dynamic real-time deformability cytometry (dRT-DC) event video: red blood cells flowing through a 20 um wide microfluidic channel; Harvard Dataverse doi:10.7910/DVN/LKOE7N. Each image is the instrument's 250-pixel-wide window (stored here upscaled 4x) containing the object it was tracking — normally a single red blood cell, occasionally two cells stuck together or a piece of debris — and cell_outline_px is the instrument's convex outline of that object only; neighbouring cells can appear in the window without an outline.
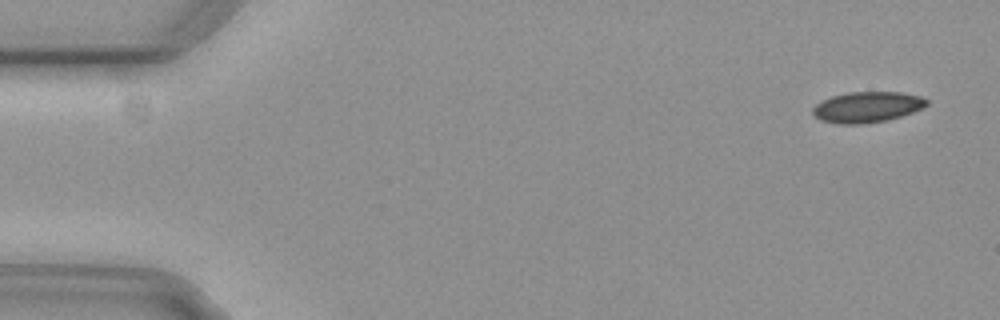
{"species": "common noctule bat (a hibernating species)", "species_latin": "Nyctalus noctula", "temperature_condition": "cold", "stored_images_in_passage": 6, "camera_frame_rate_fps": 3000, "um_per_image_px": 0.085, "animal": {"sex": "female", "body_mass_g": 29.2, "forearm_length_mm": 56.3}, "frame": {"image": 1, "passage_image": 1, "time_ms": 0.0, "image_size_px": [1000, 320], "cell_outline_px": [[928, 104], [924, 108], [888, 120], [860, 124], [840, 124], [820, 120], [812, 112], [812, 108], [820, 100], [832, 96], [848, 92], [900, 92], [920, 96], [928, 100]], "centroid_in_image_um": [73.7, 9.09], "position_along_channel_um": 11.3, "area_um2": 20.46}}
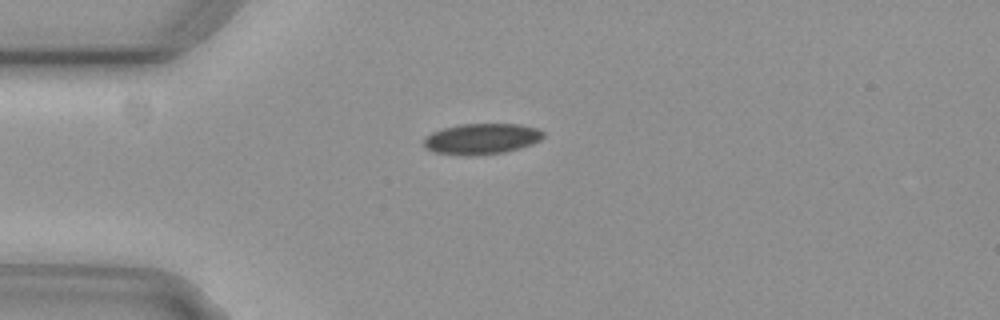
{"frame": {"image": 2, "passage_image": 4, "time_ms": 1.0, "image_size_px": [1000, 320], "cell_outline_px": [[544, 136], [540, 140], [532, 144], [520, 148], [504, 152], [472, 156], [460, 156], [436, 152], [424, 148], [424, 136], [432, 132], [444, 128], [460, 124], [520, 124], [536, 128], [544, 132]], "centroid_in_image_um": [40.92, 11.81], "position_along_channel_um": 44.1, "area_um2": 21.62}}